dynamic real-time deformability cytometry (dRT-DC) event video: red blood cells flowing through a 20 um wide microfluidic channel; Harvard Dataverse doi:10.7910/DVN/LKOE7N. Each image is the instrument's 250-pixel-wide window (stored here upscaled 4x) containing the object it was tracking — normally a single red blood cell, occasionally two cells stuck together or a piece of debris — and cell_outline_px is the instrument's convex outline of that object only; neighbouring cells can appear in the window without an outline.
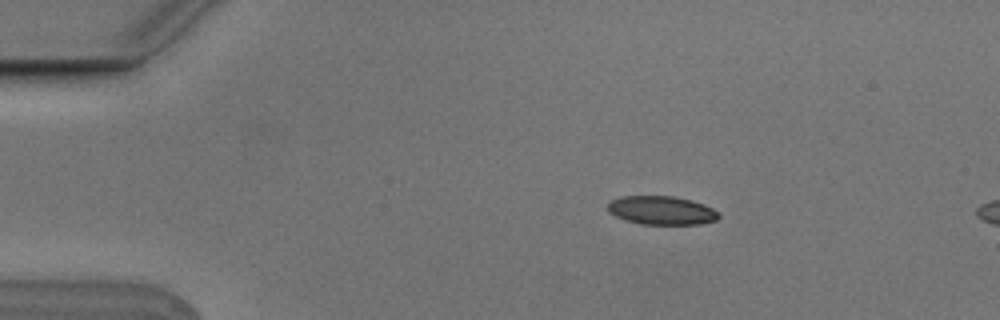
{"species": "Egyptian fruit bat (a non-hibernating species)", "species_latin": "Rousettus aegyptiacus", "temperature_condition": "cold", "stored_images_in_passage": 4, "camera_frame_rate_fps": 3000, "um_per_image_px": 0.085, "animal": {"sex": "male"}, "frame": {"image": 1, "passage_image": 2, "time_ms": 0.333, "image_size_px": [1000, 320], "cell_outline_px": [[720, 216], [716, 220], [700, 224], [640, 224], [624, 220], [608, 212], [608, 204], [612, 200], [620, 196], [672, 196], [692, 200], [704, 204], [712, 208]], "centroid_in_image_um": [56.21, 17.88], "position_along_channel_um": 28.8, "area_um2": 18.5}}